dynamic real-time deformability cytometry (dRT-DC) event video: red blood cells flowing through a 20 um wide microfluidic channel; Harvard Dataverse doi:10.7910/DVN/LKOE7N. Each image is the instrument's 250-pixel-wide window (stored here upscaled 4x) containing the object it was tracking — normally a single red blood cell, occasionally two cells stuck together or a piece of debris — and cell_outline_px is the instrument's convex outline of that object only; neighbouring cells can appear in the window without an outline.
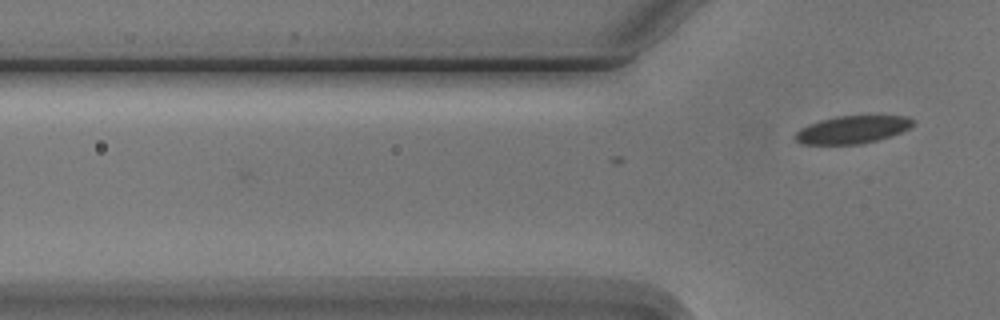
{"species": "Egyptian fruit bat (a non-hibernating species)", "species_latin": "Rousettus aegyptiacus", "temperature_condition": "cold", "stored_images_in_passage": 5, "camera_frame_rate_fps": 3000, "um_per_image_px": 0.085, "animal": {"sex": "male"}, "frame": {"image": 1, "passage_image": 5, "time_ms": 5.667, "image_size_px": [1000, 320], "cell_outline_px": [[912, 124], [908, 128], [892, 136], [860, 144], [800, 144], [792, 136], [800, 128], [808, 124], [820, 120], [836, 116], [904, 116], [912, 120]], "centroid_in_image_um": [72.36, 11.02], "position_along_channel_um": 53.4, "area_um2": 18.84}}